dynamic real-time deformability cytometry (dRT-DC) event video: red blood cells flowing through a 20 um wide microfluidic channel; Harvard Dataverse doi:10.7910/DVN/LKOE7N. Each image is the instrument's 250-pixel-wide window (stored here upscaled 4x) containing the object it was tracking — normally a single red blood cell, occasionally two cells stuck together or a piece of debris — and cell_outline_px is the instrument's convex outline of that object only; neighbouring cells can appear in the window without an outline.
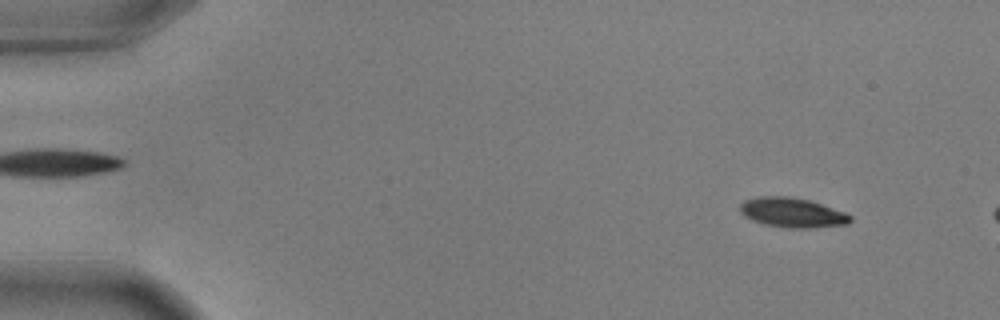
{"species": "common noctule bat (a hibernating species)", "species_latin": "Nyctalus noctula", "temperature_condition": "warm", "stored_images_in_passage": 11, "camera_frame_rate_fps": 3000, "um_per_image_px": 0.085, "animal": {"sex": "male", "body_mass_g": 17.9, "forearm_length_mm": 54.2}, "frame": {"image": 1, "passage_image": 5, "time_ms": 1.333, "image_size_px": [1000, 320], "cell_outline_px": [[852, 220], [848, 224], [808, 228], [788, 228], [764, 224], [752, 220], [744, 216], [740, 212], [740, 204], [744, 200], [760, 196], [788, 196], [808, 200], [844, 212], [852, 216]], "centroid_in_image_um": [67.32, 18.07], "position_along_channel_um": 17.7, "area_um2": 18.96}}